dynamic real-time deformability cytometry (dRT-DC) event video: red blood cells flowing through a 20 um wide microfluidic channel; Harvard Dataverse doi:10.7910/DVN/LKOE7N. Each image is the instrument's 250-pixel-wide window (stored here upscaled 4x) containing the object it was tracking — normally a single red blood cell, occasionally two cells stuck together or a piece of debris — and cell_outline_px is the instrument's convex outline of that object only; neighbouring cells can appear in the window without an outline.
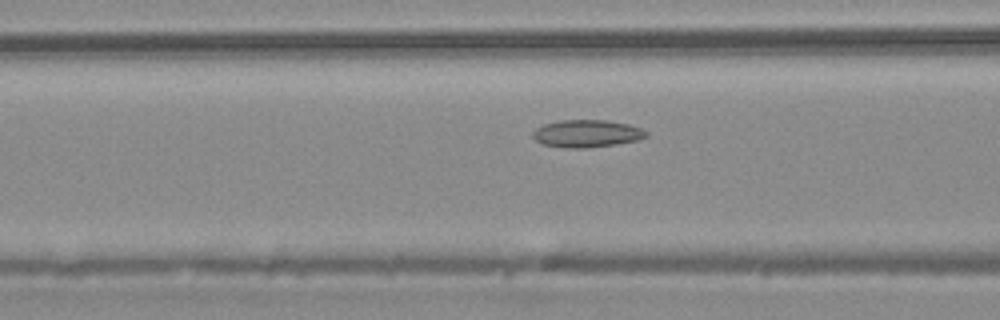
{"species": "common noctule bat (a hibernating species)", "species_latin": "Nyctalus noctula", "temperature_condition": "warm", "stored_images_in_passage": 44, "camera_frame_rate_fps": 3000, "um_per_image_px": 0.085, "animal": {"sex": "male", "body_mass_g": 20.4}, "frame": {"image": 1, "passage_image": 17, "time_ms": 5.333, "image_size_px": [1000, 320], "cell_outline_px": [[648, 136], [636, 140], [616, 144], [588, 148], [568, 148], [540, 144], [532, 136], [532, 132], [536, 128], [544, 124], [560, 120], [608, 120], [628, 124], [640, 128], [648, 132]], "centroid_in_image_um": [49.86, 11.35], "position_along_channel_um": 116.7, "area_um2": 18.21}}
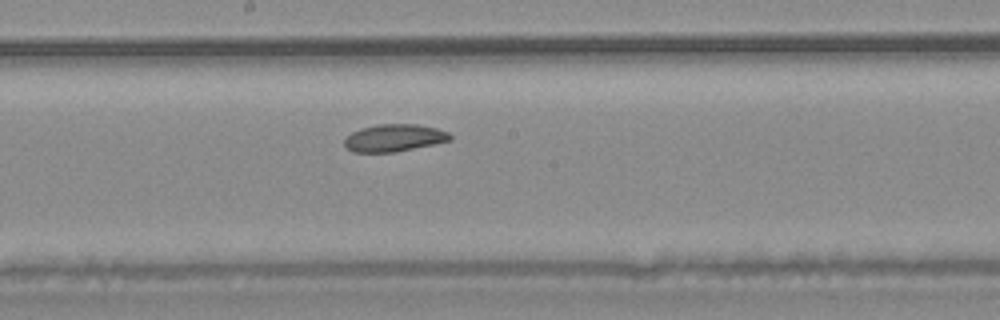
{"frame": {"image": 2, "passage_image": 24, "time_ms": 7.667, "image_size_px": [1000, 320], "cell_outline_px": [[452, 140], [396, 152], [352, 152], [344, 144], [344, 140], [352, 132], [360, 128], [376, 124], [416, 124], [436, 128], [448, 132], [452, 136]], "centroid_in_image_um": [33.51, 11.72], "position_along_channel_um": 214.7, "area_um2": 16.82}}
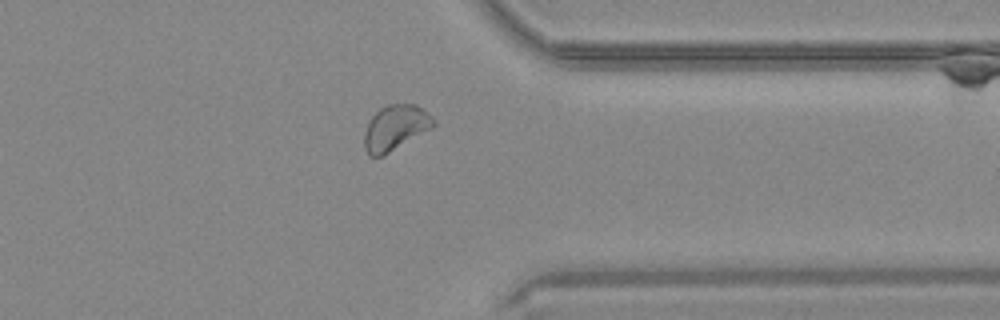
{"frame": {"image": 3, "passage_image": 36, "time_ms": 11.667, "image_size_px": [1000, 320], "cell_outline_px": [[436, 124], [432, 128], [384, 156], [368, 156], [364, 148], [364, 132], [368, 120], [380, 108], [388, 104], [416, 104], [428, 112], [436, 120]], "centroid_in_image_um": [33.6, 10.86], "position_along_channel_um": 377.8, "area_um2": 18.55}}